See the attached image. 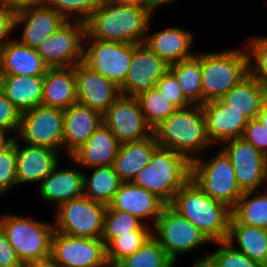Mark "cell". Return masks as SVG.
<instances>
[{"label":"cell","mask_w":267,"mask_h":267,"mask_svg":"<svg viewBox=\"0 0 267 267\" xmlns=\"http://www.w3.org/2000/svg\"><path fill=\"white\" fill-rule=\"evenodd\" d=\"M152 133L159 147L183 155L190 163L212 145L207 136L204 110L198 104L177 108Z\"/></svg>","instance_id":"cell-2"},{"label":"cell","mask_w":267,"mask_h":267,"mask_svg":"<svg viewBox=\"0 0 267 267\" xmlns=\"http://www.w3.org/2000/svg\"><path fill=\"white\" fill-rule=\"evenodd\" d=\"M246 45L249 74L267 90V36H253Z\"/></svg>","instance_id":"cell-40"},{"label":"cell","mask_w":267,"mask_h":267,"mask_svg":"<svg viewBox=\"0 0 267 267\" xmlns=\"http://www.w3.org/2000/svg\"><path fill=\"white\" fill-rule=\"evenodd\" d=\"M242 137L267 157V129L258 118L248 121Z\"/></svg>","instance_id":"cell-45"},{"label":"cell","mask_w":267,"mask_h":267,"mask_svg":"<svg viewBox=\"0 0 267 267\" xmlns=\"http://www.w3.org/2000/svg\"><path fill=\"white\" fill-rule=\"evenodd\" d=\"M103 2H110L122 5H135L142 8L149 9V0H101Z\"/></svg>","instance_id":"cell-49"},{"label":"cell","mask_w":267,"mask_h":267,"mask_svg":"<svg viewBox=\"0 0 267 267\" xmlns=\"http://www.w3.org/2000/svg\"><path fill=\"white\" fill-rule=\"evenodd\" d=\"M191 178V163L177 152L158 147L150 162L132 180L169 205L179 189Z\"/></svg>","instance_id":"cell-4"},{"label":"cell","mask_w":267,"mask_h":267,"mask_svg":"<svg viewBox=\"0 0 267 267\" xmlns=\"http://www.w3.org/2000/svg\"><path fill=\"white\" fill-rule=\"evenodd\" d=\"M103 123V115L75 103L64 110L63 151L68 158L79 149Z\"/></svg>","instance_id":"cell-22"},{"label":"cell","mask_w":267,"mask_h":267,"mask_svg":"<svg viewBox=\"0 0 267 267\" xmlns=\"http://www.w3.org/2000/svg\"><path fill=\"white\" fill-rule=\"evenodd\" d=\"M85 23L66 21L36 51L48 68L72 67L84 60Z\"/></svg>","instance_id":"cell-12"},{"label":"cell","mask_w":267,"mask_h":267,"mask_svg":"<svg viewBox=\"0 0 267 267\" xmlns=\"http://www.w3.org/2000/svg\"><path fill=\"white\" fill-rule=\"evenodd\" d=\"M14 247L9 243L6 235L0 229V267H21Z\"/></svg>","instance_id":"cell-46"},{"label":"cell","mask_w":267,"mask_h":267,"mask_svg":"<svg viewBox=\"0 0 267 267\" xmlns=\"http://www.w3.org/2000/svg\"><path fill=\"white\" fill-rule=\"evenodd\" d=\"M210 159L191 162V178L212 199L232 209L242 196L230 158L220 149Z\"/></svg>","instance_id":"cell-7"},{"label":"cell","mask_w":267,"mask_h":267,"mask_svg":"<svg viewBox=\"0 0 267 267\" xmlns=\"http://www.w3.org/2000/svg\"><path fill=\"white\" fill-rule=\"evenodd\" d=\"M21 267H58V266L51 258H48L41 261L22 263Z\"/></svg>","instance_id":"cell-50"},{"label":"cell","mask_w":267,"mask_h":267,"mask_svg":"<svg viewBox=\"0 0 267 267\" xmlns=\"http://www.w3.org/2000/svg\"><path fill=\"white\" fill-rule=\"evenodd\" d=\"M106 208L85 195L63 202L56 208L54 231L75 237L101 238Z\"/></svg>","instance_id":"cell-9"},{"label":"cell","mask_w":267,"mask_h":267,"mask_svg":"<svg viewBox=\"0 0 267 267\" xmlns=\"http://www.w3.org/2000/svg\"><path fill=\"white\" fill-rule=\"evenodd\" d=\"M152 16L146 8L101 1L85 22L86 34L101 41L143 44Z\"/></svg>","instance_id":"cell-1"},{"label":"cell","mask_w":267,"mask_h":267,"mask_svg":"<svg viewBox=\"0 0 267 267\" xmlns=\"http://www.w3.org/2000/svg\"><path fill=\"white\" fill-rule=\"evenodd\" d=\"M177 0H149V10L154 14L156 8L159 9L160 6L163 7L166 5L168 6V4H172Z\"/></svg>","instance_id":"cell-51"},{"label":"cell","mask_w":267,"mask_h":267,"mask_svg":"<svg viewBox=\"0 0 267 267\" xmlns=\"http://www.w3.org/2000/svg\"><path fill=\"white\" fill-rule=\"evenodd\" d=\"M262 267H267V253H266L264 262H263V264H262Z\"/></svg>","instance_id":"cell-56"},{"label":"cell","mask_w":267,"mask_h":267,"mask_svg":"<svg viewBox=\"0 0 267 267\" xmlns=\"http://www.w3.org/2000/svg\"><path fill=\"white\" fill-rule=\"evenodd\" d=\"M185 97L192 104H203L201 53L169 65Z\"/></svg>","instance_id":"cell-34"},{"label":"cell","mask_w":267,"mask_h":267,"mask_svg":"<svg viewBox=\"0 0 267 267\" xmlns=\"http://www.w3.org/2000/svg\"><path fill=\"white\" fill-rule=\"evenodd\" d=\"M221 99L251 120L257 118L262 105L267 101V90L248 74Z\"/></svg>","instance_id":"cell-30"},{"label":"cell","mask_w":267,"mask_h":267,"mask_svg":"<svg viewBox=\"0 0 267 267\" xmlns=\"http://www.w3.org/2000/svg\"><path fill=\"white\" fill-rule=\"evenodd\" d=\"M193 267H211L206 261H201L196 264H192Z\"/></svg>","instance_id":"cell-54"},{"label":"cell","mask_w":267,"mask_h":267,"mask_svg":"<svg viewBox=\"0 0 267 267\" xmlns=\"http://www.w3.org/2000/svg\"><path fill=\"white\" fill-rule=\"evenodd\" d=\"M77 102L104 114L121 95L120 87L96 73L83 61L74 66Z\"/></svg>","instance_id":"cell-18"},{"label":"cell","mask_w":267,"mask_h":267,"mask_svg":"<svg viewBox=\"0 0 267 267\" xmlns=\"http://www.w3.org/2000/svg\"><path fill=\"white\" fill-rule=\"evenodd\" d=\"M16 138L17 186L28 183L39 185L60 163L59 153L46 147L20 145Z\"/></svg>","instance_id":"cell-20"},{"label":"cell","mask_w":267,"mask_h":267,"mask_svg":"<svg viewBox=\"0 0 267 267\" xmlns=\"http://www.w3.org/2000/svg\"><path fill=\"white\" fill-rule=\"evenodd\" d=\"M14 13V10L0 4V49L11 39L9 35L14 32Z\"/></svg>","instance_id":"cell-47"},{"label":"cell","mask_w":267,"mask_h":267,"mask_svg":"<svg viewBox=\"0 0 267 267\" xmlns=\"http://www.w3.org/2000/svg\"><path fill=\"white\" fill-rule=\"evenodd\" d=\"M17 186L16 180V137L0 151V197Z\"/></svg>","instance_id":"cell-42"},{"label":"cell","mask_w":267,"mask_h":267,"mask_svg":"<svg viewBox=\"0 0 267 267\" xmlns=\"http://www.w3.org/2000/svg\"><path fill=\"white\" fill-rule=\"evenodd\" d=\"M64 110L37 106L21 113L16 138L32 146L63 150Z\"/></svg>","instance_id":"cell-10"},{"label":"cell","mask_w":267,"mask_h":267,"mask_svg":"<svg viewBox=\"0 0 267 267\" xmlns=\"http://www.w3.org/2000/svg\"><path fill=\"white\" fill-rule=\"evenodd\" d=\"M165 205L154 193L132 182H123L109 206L136 216L146 225L148 220L152 221L154 226Z\"/></svg>","instance_id":"cell-21"},{"label":"cell","mask_w":267,"mask_h":267,"mask_svg":"<svg viewBox=\"0 0 267 267\" xmlns=\"http://www.w3.org/2000/svg\"><path fill=\"white\" fill-rule=\"evenodd\" d=\"M193 34L184 28L167 27L146 34L144 44L169 65L193 57Z\"/></svg>","instance_id":"cell-24"},{"label":"cell","mask_w":267,"mask_h":267,"mask_svg":"<svg viewBox=\"0 0 267 267\" xmlns=\"http://www.w3.org/2000/svg\"><path fill=\"white\" fill-rule=\"evenodd\" d=\"M205 117L207 136L212 146H219L230 139L242 137L249 119L240 111L231 108L222 99L211 100L201 105Z\"/></svg>","instance_id":"cell-19"},{"label":"cell","mask_w":267,"mask_h":267,"mask_svg":"<svg viewBox=\"0 0 267 267\" xmlns=\"http://www.w3.org/2000/svg\"><path fill=\"white\" fill-rule=\"evenodd\" d=\"M44 75L0 74V90L22 113L41 106Z\"/></svg>","instance_id":"cell-27"},{"label":"cell","mask_w":267,"mask_h":267,"mask_svg":"<svg viewBox=\"0 0 267 267\" xmlns=\"http://www.w3.org/2000/svg\"><path fill=\"white\" fill-rule=\"evenodd\" d=\"M59 165L38 185L37 192L42 201L55 203L56 208L84 195V171L70 167L59 169Z\"/></svg>","instance_id":"cell-25"},{"label":"cell","mask_w":267,"mask_h":267,"mask_svg":"<svg viewBox=\"0 0 267 267\" xmlns=\"http://www.w3.org/2000/svg\"><path fill=\"white\" fill-rule=\"evenodd\" d=\"M229 223L267 229V188H264L263 192L260 190L243 192L231 209Z\"/></svg>","instance_id":"cell-33"},{"label":"cell","mask_w":267,"mask_h":267,"mask_svg":"<svg viewBox=\"0 0 267 267\" xmlns=\"http://www.w3.org/2000/svg\"><path fill=\"white\" fill-rule=\"evenodd\" d=\"M213 244L219 247L213 253L197 258L194 264L206 261L211 267H262L259 262L250 259L226 240Z\"/></svg>","instance_id":"cell-39"},{"label":"cell","mask_w":267,"mask_h":267,"mask_svg":"<svg viewBox=\"0 0 267 267\" xmlns=\"http://www.w3.org/2000/svg\"><path fill=\"white\" fill-rule=\"evenodd\" d=\"M257 118L267 129V101L262 105L261 110L257 115Z\"/></svg>","instance_id":"cell-53"},{"label":"cell","mask_w":267,"mask_h":267,"mask_svg":"<svg viewBox=\"0 0 267 267\" xmlns=\"http://www.w3.org/2000/svg\"><path fill=\"white\" fill-rule=\"evenodd\" d=\"M230 158L237 183L243 192L267 188V157L243 137L220 145Z\"/></svg>","instance_id":"cell-13"},{"label":"cell","mask_w":267,"mask_h":267,"mask_svg":"<svg viewBox=\"0 0 267 267\" xmlns=\"http://www.w3.org/2000/svg\"><path fill=\"white\" fill-rule=\"evenodd\" d=\"M147 125L153 130L177 109L172 103L153 88L136 96Z\"/></svg>","instance_id":"cell-37"},{"label":"cell","mask_w":267,"mask_h":267,"mask_svg":"<svg viewBox=\"0 0 267 267\" xmlns=\"http://www.w3.org/2000/svg\"><path fill=\"white\" fill-rule=\"evenodd\" d=\"M156 88L176 108H185L192 103L185 97L175 76L167 70L156 84Z\"/></svg>","instance_id":"cell-43"},{"label":"cell","mask_w":267,"mask_h":267,"mask_svg":"<svg viewBox=\"0 0 267 267\" xmlns=\"http://www.w3.org/2000/svg\"><path fill=\"white\" fill-rule=\"evenodd\" d=\"M101 0H43V3L52 7L66 21L85 23L97 10Z\"/></svg>","instance_id":"cell-41"},{"label":"cell","mask_w":267,"mask_h":267,"mask_svg":"<svg viewBox=\"0 0 267 267\" xmlns=\"http://www.w3.org/2000/svg\"><path fill=\"white\" fill-rule=\"evenodd\" d=\"M120 145L111 130L102 123L70 156V160L78 164V168L82 167L85 170L97 166L113 165Z\"/></svg>","instance_id":"cell-23"},{"label":"cell","mask_w":267,"mask_h":267,"mask_svg":"<svg viewBox=\"0 0 267 267\" xmlns=\"http://www.w3.org/2000/svg\"><path fill=\"white\" fill-rule=\"evenodd\" d=\"M77 103L74 66L48 68L44 75L42 106L67 109Z\"/></svg>","instance_id":"cell-28"},{"label":"cell","mask_w":267,"mask_h":267,"mask_svg":"<svg viewBox=\"0 0 267 267\" xmlns=\"http://www.w3.org/2000/svg\"><path fill=\"white\" fill-rule=\"evenodd\" d=\"M0 229L14 247L21 263L50 258L53 223L7 213L0 215Z\"/></svg>","instance_id":"cell-6"},{"label":"cell","mask_w":267,"mask_h":267,"mask_svg":"<svg viewBox=\"0 0 267 267\" xmlns=\"http://www.w3.org/2000/svg\"><path fill=\"white\" fill-rule=\"evenodd\" d=\"M201 52L203 104L221 99L249 74L246 48Z\"/></svg>","instance_id":"cell-5"},{"label":"cell","mask_w":267,"mask_h":267,"mask_svg":"<svg viewBox=\"0 0 267 267\" xmlns=\"http://www.w3.org/2000/svg\"><path fill=\"white\" fill-rule=\"evenodd\" d=\"M21 112L0 90V129L16 137L20 126ZM15 133V134H14Z\"/></svg>","instance_id":"cell-44"},{"label":"cell","mask_w":267,"mask_h":267,"mask_svg":"<svg viewBox=\"0 0 267 267\" xmlns=\"http://www.w3.org/2000/svg\"><path fill=\"white\" fill-rule=\"evenodd\" d=\"M92 267H113L111 264H100V265H95Z\"/></svg>","instance_id":"cell-55"},{"label":"cell","mask_w":267,"mask_h":267,"mask_svg":"<svg viewBox=\"0 0 267 267\" xmlns=\"http://www.w3.org/2000/svg\"><path fill=\"white\" fill-rule=\"evenodd\" d=\"M88 169L93 170L89 173L91 175L84 170V195L96 203L109 206L123 181L115 172L113 165L97 166Z\"/></svg>","instance_id":"cell-31"},{"label":"cell","mask_w":267,"mask_h":267,"mask_svg":"<svg viewBox=\"0 0 267 267\" xmlns=\"http://www.w3.org/2000/svg\"><path fill=\"white\" fill-rule=\"evenodd\" d=\"M43 0H0V4L14 11L32 5L41 4Z\"/></svg>","instance_id":"cell-48"},{"label":"cell","mask_w":267,"mask_h":267,"mask_svg":"<svg viewBox=\"0 0 267 267\" xmlns=\"http://www.w3.org/2000/svg\"><path fill=\"white\" fill-rule=\"evenodd\" d=\"M142 224L143 222L136 216L107 206L101 240L107 246L114 238L120 235L132 234V230H137Z\"/></svg>","instance_id":"cell-38"},{"label":"cell","mask_w":267,"mask_h":267,"mask_svg":"<svg viewBox=\"0 0 267 267\" xmlns=\"http://www.w3.org/2000/svg\"><path fill=\"white\" fill-rule=\"evenodd\" d=\"M169 64L153 53L144 43L133 51V57L124 82L119 86L121 95L136 97L139 93L156 88Z\"/></svg>","instance_id":"cell-17"},{"label":"cell","mask_w":267,"mask_h":267,"mask_svg":"<svg viewBox=\"0 0 267 267\" xmlns=\"http://www.w3.org/2000/svg\"><path fill=\"white\" fill-rule=\"evenodd\" d=\"M50 258L58 267H92L110 264L101 238L75 237L53 232Z\"/></svg>","instance_id":"cell-14"},{"label":"cell","mask_w":267,"mask_h":267,"mask_svg":"<svg viewBox=\"0 0 267 267\" xmlns=\"http://www.w3.org/2000/svg\"><path fill=\"white\" fill-rule=\"evenodd\" d=\"M9 135V136H8ZM13 135L0 129V151L6 148L13 140Z\"/></svg>","instance_id":"cell-52"},{"label":"cell","mask_w":267,"mask_h":267,"mask_svg":"<svg viewBox=\"0 0 267 267\" xmlns=\"http://www.w3.org/2000/svg\"><path fill=\"white\" fill-rule=\"evenodd\" d=\"M103 123L120 144L139 141L152 134L134 96L120 95L103 114Z\"/></svg>","instance_id":"cell-15"},{"label":"cell","mask_w":267,"mask_h":267,"mask_svg":"<svg viewBox=\"0 0 267 267\" xmlns=\"http://www.w3.org/2000/svg\"><path fill=\"white\" fill-rule=\"evenodd\" d=\"M226 241L250 259L264 262L267 253V229L229 223ZM237 243V246L234 245Z\"/></svg>","instance_id":"cell-32"},{"label":"cell","mask_w":267,"mask_h":267,"mask_svg":"<svg viewBox=\"0 0 267 267\" xmlns=\"http://www.w3.org/2000/svg\"><path fill=\"white\" fill-rule=\"evenodd\" d=\"M48 67L35 48L21 44L11 38L0 49V74L45 75Z\"/></svg>","instance_id":"cell-26"},{"label":"cell","mask_w":267,"mask_h":267,"mask_svg":"<svg viewBox=\"0 0 267 267\" xmlns=\"http://www.w3.org/2000/svg\"><path fill=\"white\" fill-rule=\"evenodd\" d=\"M152 236L176 264L178 257L211 243L189 220L165 205L152 226ZM207 243V244H206Z\"/></svg>","instance_id":"cell-8"},{"label":"cell","mask_w":267,"mask_h":267,"mask_svg":"<svg viewBox=\"0 0 267 267\" xmlns=\"http://www.w3.org/2000/svg\"><path fill=\"white\" fill-rule=\"evenodd\" d=\"M164 248L151 236L132 255L121 259L114 267H174Z\"/></svg>","instance_id":"cell-35"},{"label":"cell","mask_w":267,"mask_h":267,"mask_svg":"<svg viewBox=\"0 0 267 267\" xmlns=\"http://www.w3.org/2000/svg\"><path fill=\"white\" fill-rule=\"evenodd\" d=\"M65 22L66 20L58 12L43 2L20 8L14 13V31L23 25L17 40L35 49Z\"/></svg>","instance_id":"cell-16"},{"label":"cell","mask_w":267,"mask_h":267,"mask_svg":"<svg viewBox=\"0 0 267 267\" xmlns=\"http://www.w3.org/2000/svg\"><path fill=\"white\" fill-rule=\"evenodd\" d=\"M169 205L196 226L211 243L227 239L231 209L212 199L192 179L179 189Z\"/></svg>","instance_id":"cell-3"},{"label":"cell","mask_w":267,"mask_h":267,"mask_svg":"<svg viewBox=\"0 0 267 267\" xmlns=\"http://www.w3.org/2000/svg\"><path fill=\"white\" fill-rule=\"evenodd\" d=\"M158 147L153 133L139 141L122 143L113 164L119 178L123 182H132L137 173L148 165Z\"/></svg>","instance_id":"cell-29"},{"label":"cell","mask_w":267,"mask_h":267,"mask_svg":"<svg viewBox=\"0 0 267 267\" xmlns=\"http://www.w3.org/2000/svg\"><path fill=\"white\" fill-rule=\"evenodd\" d=\"M152 236V225L142 224L132 234L120 235L106 246V258L114 267L121 259L132 255Z\"/></svg>","instance_id":"cell-36"},{"label":"cell","mask_w":267,"mask_h":267,"mask_svg":"<svg viewBox=\"0 0 267 267\" xmlns=\"http://www.w3.org/2000/svg\"><path fill=\"white\" fill-rule=\"evenodd\" d=\"M139 44L101 41L85 35L83 62L120 86L127 75L133 51Z\"/></svg>","instance_id":"cell-11"}]
</instances>
